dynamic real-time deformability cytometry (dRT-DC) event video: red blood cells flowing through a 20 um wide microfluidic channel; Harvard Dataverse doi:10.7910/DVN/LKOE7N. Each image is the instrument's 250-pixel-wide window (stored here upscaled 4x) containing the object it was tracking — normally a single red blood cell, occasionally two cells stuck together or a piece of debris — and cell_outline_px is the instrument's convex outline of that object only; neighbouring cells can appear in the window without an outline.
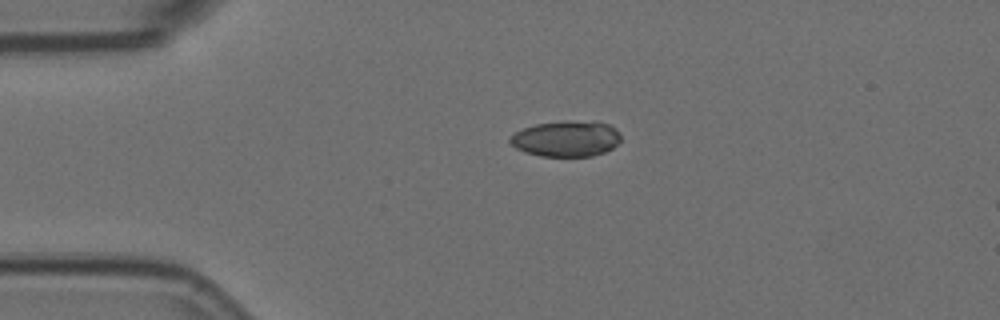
{"species": "Egyptian fruit bat (a non-hibernating species)", "species_latin": "Rousettus aegyptiacus", "temperature_condition": "room temperature", "stored_images_in_passage": 4, "segment_of_instrument_passage": [1, 2], "camera_frame_rate_fps": 3000, "um_per_image_px": 0.085, "animal": {"sex": "female"}, "frame": {"image": 1, "passage_image": 2, "time_ms": 0.333, "image_size_px": [1000, 320], "cell_outline_px": [[620, 140], [612, 148], [604, 152], [592, 156], [540, 156], [524, 152], [516, 148], [508, 140], [508, 136], [524, 128], [536, 124], [564, 120], [596, 120], [608, 124], [616, 128], [620, 136]], "centroid_in_image_um": [48.13, 11.76], "position_along_channel_um": 36.9, "area_um2": 23.47}}